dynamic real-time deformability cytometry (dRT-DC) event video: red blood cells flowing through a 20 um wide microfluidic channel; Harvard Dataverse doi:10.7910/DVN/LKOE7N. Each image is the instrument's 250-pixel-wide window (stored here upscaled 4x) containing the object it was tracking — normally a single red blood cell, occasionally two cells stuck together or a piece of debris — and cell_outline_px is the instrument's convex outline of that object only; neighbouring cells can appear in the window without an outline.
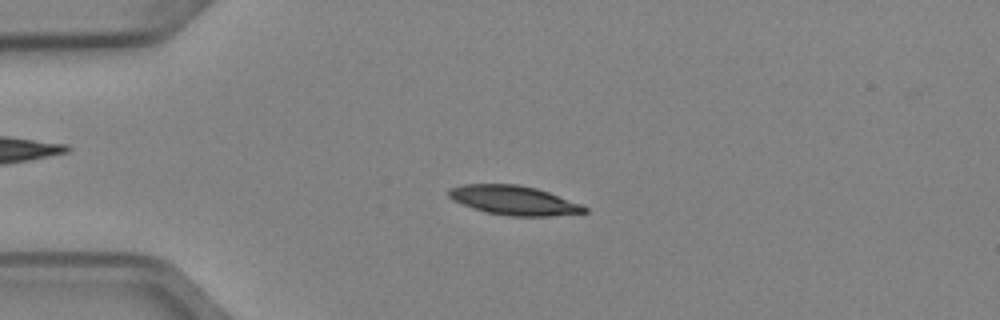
{"species": "Egyptian fruit bat (a non-hibernating species)", "species_latin": "Rousettus aegyptiacus", "temperature_condition": "cold", "stored_images_in_passage": 42, "camera_frame_rate_fps": 3000, "um_per_image_px": 0.085, "animal": {"sex": "female"}, "frame": {"image": 1, "passage_image": 9, "time_ms": 2.667, "image_size_px": [1000, 320], "cell_outline_px": [[588, 212], [548, 216], [512, 216], [488, 212], [452, 200], [448, 196], [448, 188], [460, 184], [520, 184], [536, 188], [584, 204], [588, 208]], "centroid_in_image_um": [43.71, 17.01], "position_along_channel_um": 41.3, "area_um2": 23.12}}
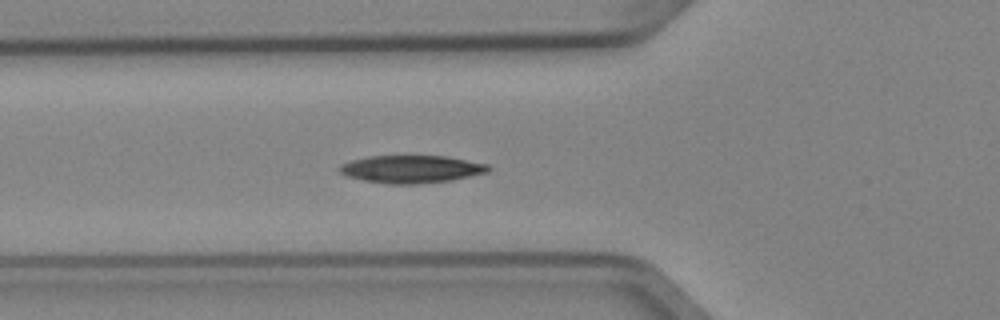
{"frame": {"image": 2, "passage_image": 15, "time_ms": 4.667, "image_size_px": [1000, 320], "cell_outline_px": [[492, 168], [488, 172], [448, 180], [416, 184], [388, 184], [364, 180], [348, 176], [340, 172], [336, 168], [340, 164], [352, 160], [368, 156], [444, 156], [488, 164]], "centroid_in_image_um": [34.93, 14.37], "position_along_channel_um": 90.9, "area_um2": 23.76}}
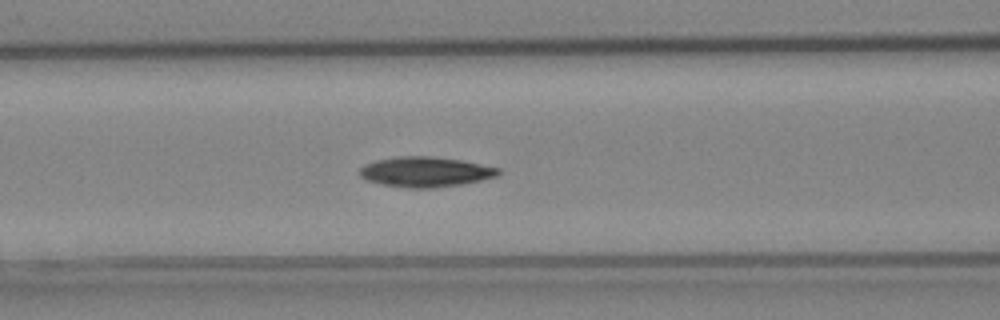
{"frame": {"image": 3, "passage_image": 18, "time_ms": 5.667, "image_size_px": [1000, 320], "cell_outline_px": [[500, 172], [496, 176], [464, 184], [432, 188], [408, 188], [384, 184], [368, 180], [360, 176], [360, 168], [364, 164], [376, 160], [396, 156], [428, 156], [460, 160], [500, 168]], "centroid_in_image_um": [36.15, 14.6], "position_along_channel_um": 130.4, "area_um2": 24.16}, "authors_computed_cell_mechanics": {"area_um2": 23.0044, "velocity_mm_per_s": 3.9393, "shape_relaxation_time_tau1_ms": 2.8224, "shape_relaxation_time_tau2_ms": null, "deformation_change_tau1": 0.1205, "deformation_change_tau2": null}}